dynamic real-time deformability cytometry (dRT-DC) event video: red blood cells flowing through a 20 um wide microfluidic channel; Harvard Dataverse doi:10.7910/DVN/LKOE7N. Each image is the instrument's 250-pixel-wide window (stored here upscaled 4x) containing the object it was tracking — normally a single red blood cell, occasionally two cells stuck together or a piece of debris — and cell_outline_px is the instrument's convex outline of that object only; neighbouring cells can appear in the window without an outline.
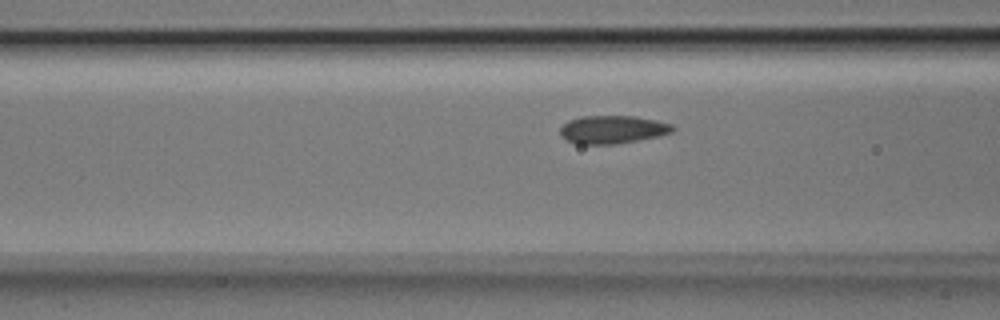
{"species": "Egyptian fruit bat (a non-hibernating species)", "species_latin": "Rousettus aegyptiacus", "temperature_condition": "room temperature", "stored_images_in_passage": 32, "camera_frame_rate_fps": 3000, "um_per_image_px": 0.085, "animal": {"sex": "male"}, "frame": {"image": 1, "passage_image": 11, "time_ms": 3.333, "image_size_px": [1000, 320], "cell_outline_px": [[676, 128], [672, 132], [660, 136], [616, 144], [576, 144], [564, 140], [560, 136], [560, 128], [568, 120], [584, 116], [636, 116], [656, 120], [672, 124]], "centroid_in_image_um": [52.06, 11.01], "position_along_channel_um": 114.5, "area_um2": 18.61}}
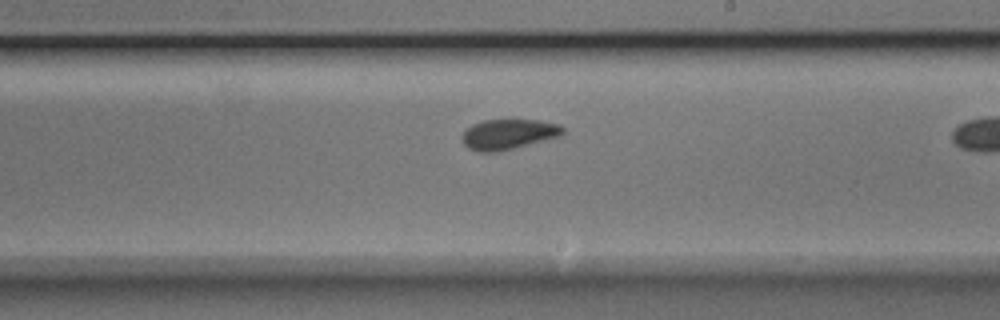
{"frame": {"image": 2, "passage_image": 21, "time_ms": 6.667, "image_size_px": [1000, 320], "cell_outline_px": [[564, 132], [560, 136], [496, 152], [480, 152], [468, 148], [460, 140], [460, 136], [472, 124], [484, 120], [508, 116], [540, 120], [560, 124], [564, 128]], "centroid_in_image_um": [43.2, 11.34], "position_along_channel_um": 245.8, "area_um2": 18.5}}
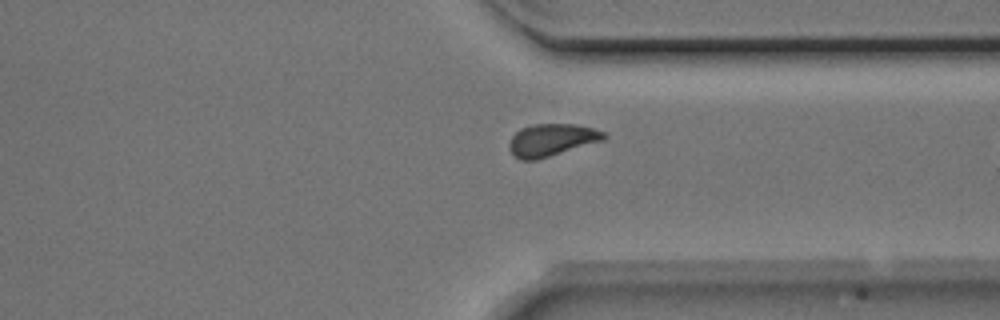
{"frame": {"image": 3, "passage_image": 30, "time_ms": 9.667, "image_size_px": [1000, 320], "cell_outline_px": [[608, 136], [604, 140], [536, 160], [520, 160], [508, 148], [508, 144], [512, 136], [520, 128], [532, 124], [576, 124], [592, 128], [604, 132]], "centroid_in_image_um": [46.88, 11.89], "position_along_channel_um": 364.5, "area_um2": 17.8}}